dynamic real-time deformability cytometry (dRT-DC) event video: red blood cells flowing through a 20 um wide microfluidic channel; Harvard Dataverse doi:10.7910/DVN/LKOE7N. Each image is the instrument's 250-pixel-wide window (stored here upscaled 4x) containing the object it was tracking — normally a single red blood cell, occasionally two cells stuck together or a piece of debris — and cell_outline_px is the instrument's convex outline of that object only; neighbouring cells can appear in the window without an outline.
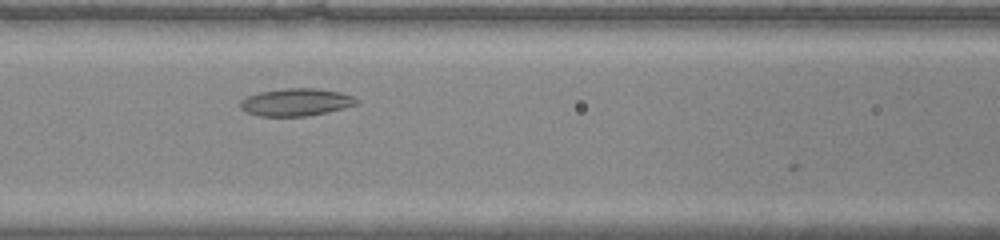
{"species": "common noctule bat (a hibernating species)", "species_latin": "Nyctalus noctula", "temperature_condition": "warm", "stored_images_in_passage": 10, "camera_frame_rate_fps": 3000, "um_per_image_px": 0.085, "animal": {"sex": "male", "body_mass_g": 20.0, "forearm_length_mm": 53.3}, "frame": {"image": 1, "passage_image": 7, "time_ms": 2.0, "image_size_px": [1000, 240], "cell_outline_px": [[360, 104], [328, 112], [308, 116], [260, 116], [248, 112], [240, 108], [240, 100], [248, 96], [260, 92], [288, 88], [316, 88], [340, 92], [352, 96], [360, 100]], "centroid_in_image_um": [25.21, 8.69], "position_along_channel_um": 141.4, "area_um2": 18.67}}
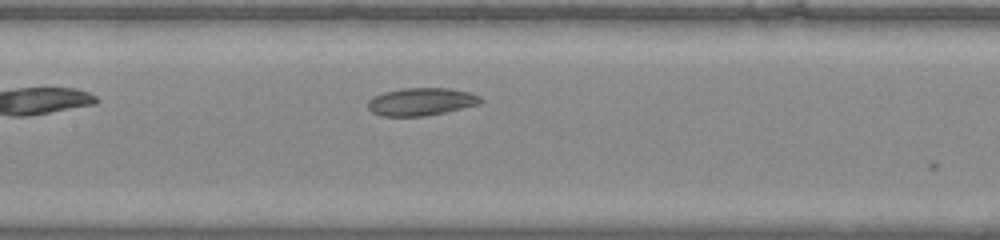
{"frame": {"image": 2, "passage_image": 9, "time_ms": 2.667, "image_size_px": [1000, 240], "cell_outline_px": [[484, 100], [480, 104], [444, 112], [424, 116], [380, 116], [372, 112], [368, 108], [368, 100], [372, 96], [384, 92], [400, 88], [448, 88], [468, 92], [480, 96]], "centroid_in_image_um": [35.78, 8.64], "position_along_channel_um": 171.6, "area_um2": 18.26}}